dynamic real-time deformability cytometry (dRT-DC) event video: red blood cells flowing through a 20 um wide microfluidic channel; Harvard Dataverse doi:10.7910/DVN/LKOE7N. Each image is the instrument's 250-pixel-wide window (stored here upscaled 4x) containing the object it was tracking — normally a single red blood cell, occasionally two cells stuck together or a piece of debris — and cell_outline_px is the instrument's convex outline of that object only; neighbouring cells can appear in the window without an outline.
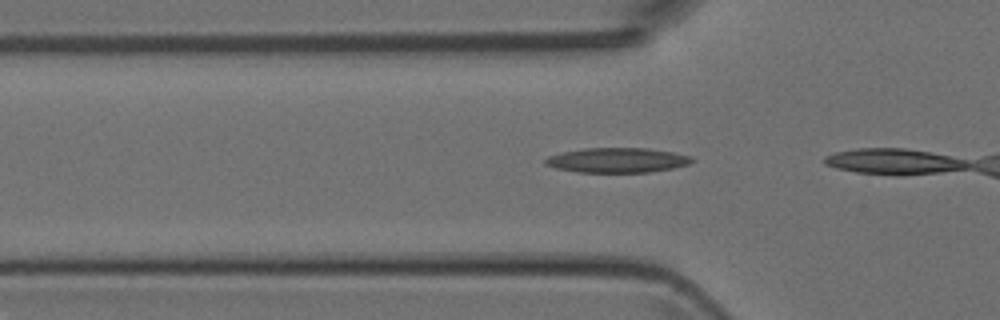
{"species": "Egyptian fruit bat (a non-hibernating species)", "species_latin": "Rousettus aegyptiacus", "temperature_condition": "room temperature", "stored_images_in_passage": 9, "camera_frame_rate_fps": 3000, "um_per_image_px": 0.085, "animal": {"sex": "female"}, "frame": {"image": 1, "passage_image": 8, "time_ms": 2.333, "image_size_px": [1000, 320], "cell_outline_px": [[696, 160], [688, 164], [672, 168], [648, 172], [576, 172], [556, 168], [544, 164], [544, 160], [548, 156], [564, 152], [584, 148], [648, 148], [672, 152], [692, 156]], "centroid_in_image_um": [52.47, 13.61], "position_along_channel_um": 73.3, "area_um2": 21.15}}